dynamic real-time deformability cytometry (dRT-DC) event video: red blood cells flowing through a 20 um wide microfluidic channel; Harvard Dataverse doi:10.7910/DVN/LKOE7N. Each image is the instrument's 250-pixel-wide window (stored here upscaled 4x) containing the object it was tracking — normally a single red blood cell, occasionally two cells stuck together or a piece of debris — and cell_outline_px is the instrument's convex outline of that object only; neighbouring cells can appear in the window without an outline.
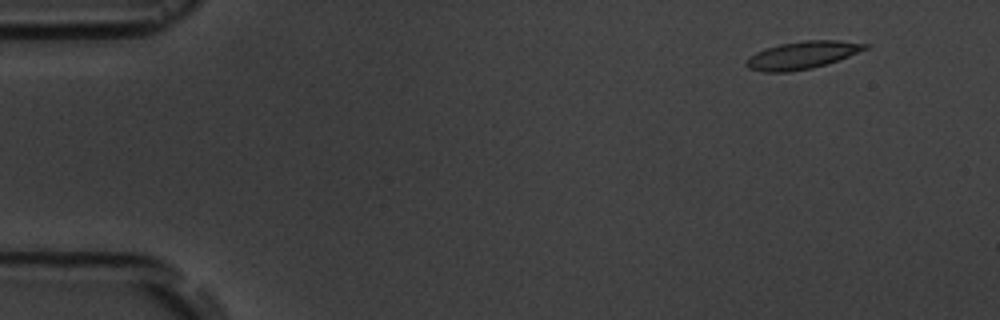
{"species": "common noctule bat (a hibernating species)", "species_latin": "Nyctalus noctula", "temperature_condition": "room temperature", "stored_images_in_passage": 5, "camera_frame_rate_fps": 3000, "um_per_image_px": 0.085, "animal": {"sex": "male", "body_mass_g": 19.5, "forearm_length_mm": 54.6}, "frame": {"image": 1, "passage_image": 2, "time_ms": 1.0, "image_size_px": [1000, 320], "cell_outline_px": [[868, 48], [848, 56], [812, 68], [788, 72], [764, 72], [748, 68], [744, 64], [744, 60], [756, 52], [780, 44], [804, 40], [840, 40], [868, 44]], "centroid_in_image_um": [68.14, 4.69], "position_along_channel_um": 16.9, "area_um2": 18.9}}
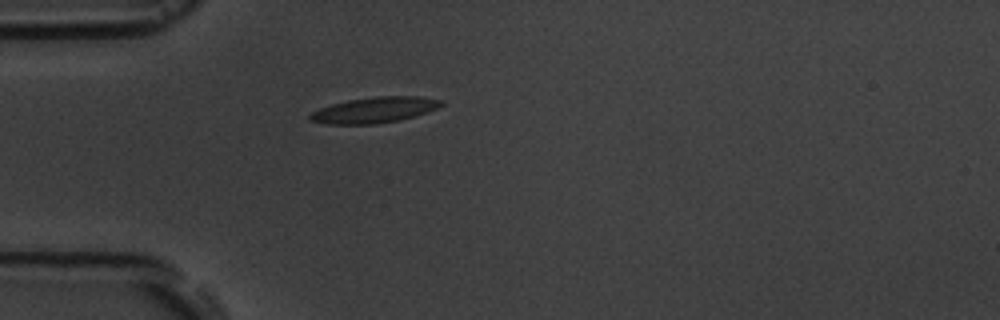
{"frame": {"image": 2, "passage_image": 5, "time_ms": 4.667, "image_size_px": [1000, 320], "cell_outline_px": [[444, 104], [436, 108], [416, 116], [376, 124], [328, 124], [308, 120], [308, 116], [312, 112], [320, 108], [332, 104], [348, 100], [376, 96], [420, 96], [444, 100]], "centroid_in_image_um": [31.83, 9.34], "position_along_channel_um": 53.2, "area_um2": 19.65}}